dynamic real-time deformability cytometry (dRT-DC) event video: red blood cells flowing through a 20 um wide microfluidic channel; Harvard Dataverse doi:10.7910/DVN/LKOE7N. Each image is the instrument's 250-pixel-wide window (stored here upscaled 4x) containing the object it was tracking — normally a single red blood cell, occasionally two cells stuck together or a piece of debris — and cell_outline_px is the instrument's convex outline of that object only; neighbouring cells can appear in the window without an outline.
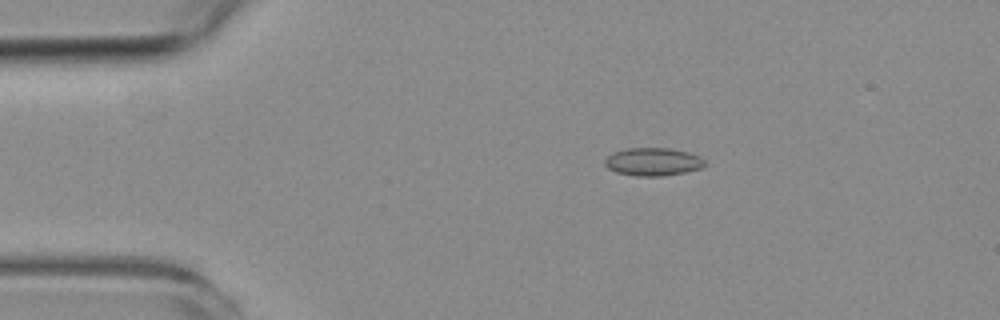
{"species": "common noctule bat (a hibernating species)", "species_latin": "Nyctalus noctula", "temperature_condition": "room temperature", "stored_images_in_passage": 5, "camera_frame_rate_fps": 3000, "um_per_image_px": 0.085, "animal": {"sex": "female", "body_mass_g": 19.3, "forearm_length_mm": 54.1}, "frame": {"image": 1, "passage_image": 1, "time_ms": 0.0, "image_size_px": [1000, 320], "cell_outline_px": [[704, 164], [700, 168], [684, 172], [664, 176], [636, 176], [616, 172], [608, 168], [604, 164], [604, 160], [612, 152], [628, 148], [668, 148], [688, 152], [700, 156], [704, 160]], "centroid_in_image_um": [55.47, 13.75], "position_along_channel_um": 29.5, "area_um2": 16.24}}
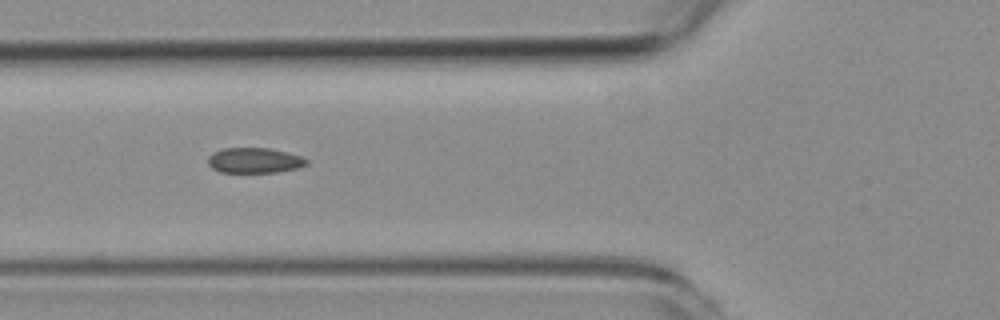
{"frame": {"image": 2, "passage_image": 4, "time_ms": 3.333, "image_size_px": [1000, 320], "cell_outline_px": [[308, 164], [300, 168], [280, 172], [220, 172], [212, 168], [208, 164], [208, 156], [212, 152], [224, 148], [268, 148], [300, 156], [308, 160]], "centroid_in_image_um": [21.62, 13.64], "position_along_channel_um": 104.2, "area_um2": 14.57}}
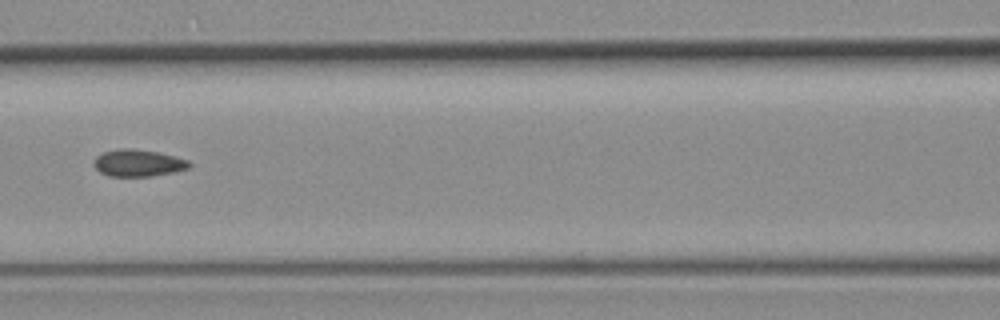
{"frame": {"image": 3, "passage_image": 5, "time_ms": 4.667, "image_size_px": [1000, 320], "cell_outline_px": [[192, 164], [188, 168], [176, 172], [152, 176], [108, 176], [100, 172], [92, 164], [96, 156], [104, 152], [120, 148], [132, 148], [160, 152], [188, 160]], "centroid_in_image_um": [11.75, 13.85], "position_along_channel_um": 154.9, "area_um2": 15.14}}